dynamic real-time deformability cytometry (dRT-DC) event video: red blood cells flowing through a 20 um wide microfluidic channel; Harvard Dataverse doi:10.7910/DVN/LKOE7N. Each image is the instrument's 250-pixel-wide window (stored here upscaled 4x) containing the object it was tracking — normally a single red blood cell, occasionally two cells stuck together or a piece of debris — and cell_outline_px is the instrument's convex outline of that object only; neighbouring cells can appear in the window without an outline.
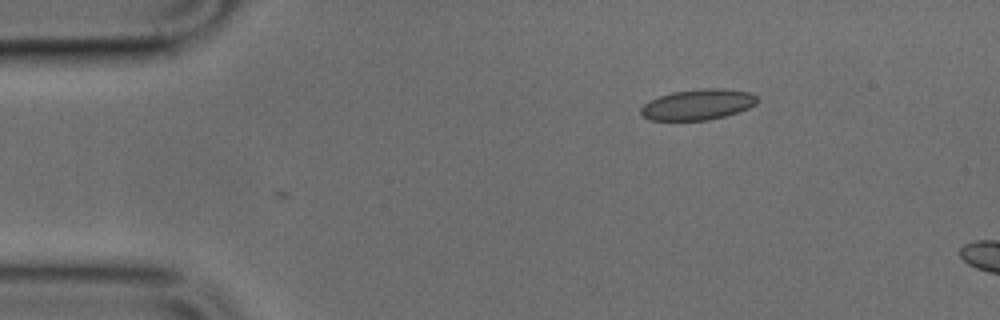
{"species": "common noctule bat (a hibernating species)", "species_latin": "Nyctalus noctula", "temperature_condition": "cold", "stored_images_in_passage": 2, "camera_frame_rate_fps": 3000, "um_per_image_px": 0.085, "animal": {"sex": "male", "body_mass_g": 17.9, "forearm_length_mm": 54.2}, "frame": {"image": 1, "passage_image": 2, "time_ms": 0.333, "image_size_px": [1000, 320], "cell_outline_px": [[756, 104], [748, 108], [724, 116], [708, 120], [648, 120], [640, 112], [640, 108], [648, 100], [672, 92], [700, 88], [720, 88], [748, 92], [756, 96]], "centroid_in_image_um": [59.27, 8.88], "position_along_channel_um": 25.7, "area_um2": 20.69}}